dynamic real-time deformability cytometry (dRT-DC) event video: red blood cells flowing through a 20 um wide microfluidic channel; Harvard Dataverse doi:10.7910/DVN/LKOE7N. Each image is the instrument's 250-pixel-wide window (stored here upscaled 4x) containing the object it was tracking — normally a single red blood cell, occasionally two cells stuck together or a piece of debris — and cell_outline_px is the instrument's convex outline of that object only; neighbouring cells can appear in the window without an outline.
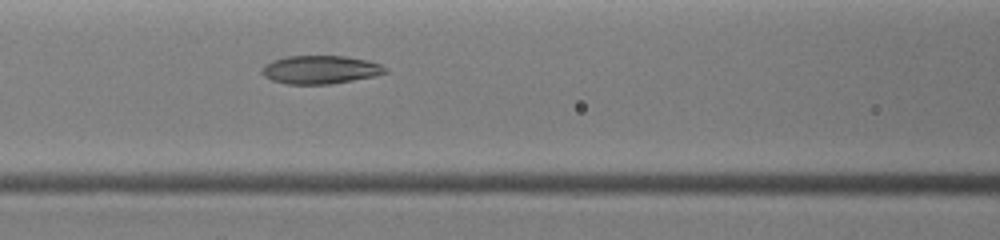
{"species": "common noctule bat (a hibernating species)", "species_latin": "Nyctalus noctula", "temperature_condition": "warm", "stored_images_in_passage": 21, "camera_frame_rate_fps": 3000, "um_per_image_px": 0.085, "animal": {"sex": "female", "body_mass_g": 19.0, "forearm_length_mm": 51.5}, "frame": {"image": 1, "passage_image": 8, "time_ms": 4.0, "image_size_px": [1000, 240], "cell_outline_px": [[388, 72], [376, 76], [332, 84], [288, 84], [272, 80], [264, 76], [260, 72], [264, 64], [272, 60], [288, 56], [344, 56], [368, 60], [380, 64], [388, 68]], "centroid_in_image_um": [27.24, 5.92], "position_along_channel_um": 139.4, "area_um2": 20.52}}
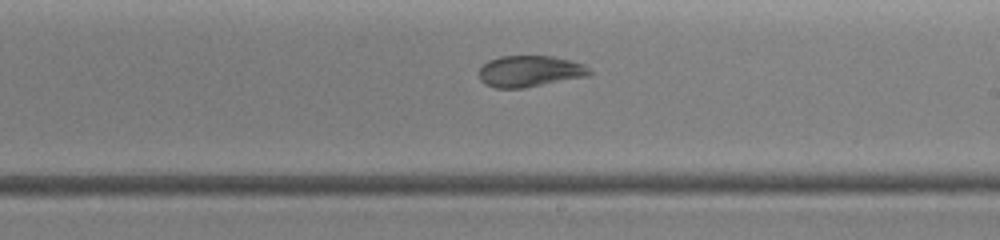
{"frame": {"image": 2, "passage_image": 13, "time_ms": 6.0, "image_size_px": [1000, 240], "cell_outline_px": [[592, 76], [524, 88], [496, 88], [484, 84], [480, 80], [480, 68], [488, 60], [500, 56], [552, 56], [572, 60], [584, 64], [592, 72]], "centroid_in_image_um": [45.08, 6.06], "position_along_channel_um": 243.9, "area_um2": 20.46}}
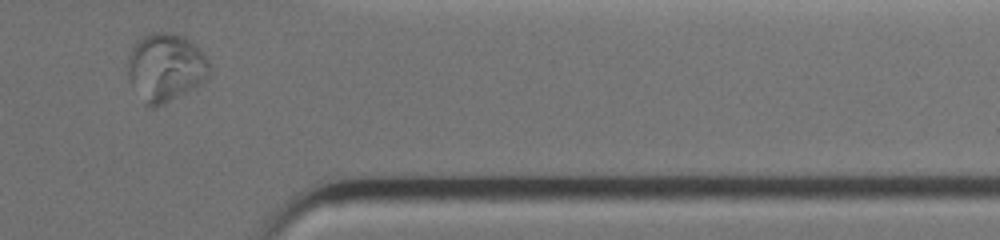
{"frame": {"image": 3, "passage_image": 21, "time_ms": 9.0, "image_size_px": [1000, 240], "cell_outline_px": [[212, 72], [200, 84], [164, 104], [156, 108], [148, 108], [144, 104], [132, 84], [128, 76], [128, 56], [136, 40], [140, 36], [148, 32], [172, 32], [184, 36], [196, 44], [204, 52], [212, 68]], "centroid_in_image_um": [14.09, 5.7], "position_along_channel_um": 397.3, "area_um2": 33.06}}